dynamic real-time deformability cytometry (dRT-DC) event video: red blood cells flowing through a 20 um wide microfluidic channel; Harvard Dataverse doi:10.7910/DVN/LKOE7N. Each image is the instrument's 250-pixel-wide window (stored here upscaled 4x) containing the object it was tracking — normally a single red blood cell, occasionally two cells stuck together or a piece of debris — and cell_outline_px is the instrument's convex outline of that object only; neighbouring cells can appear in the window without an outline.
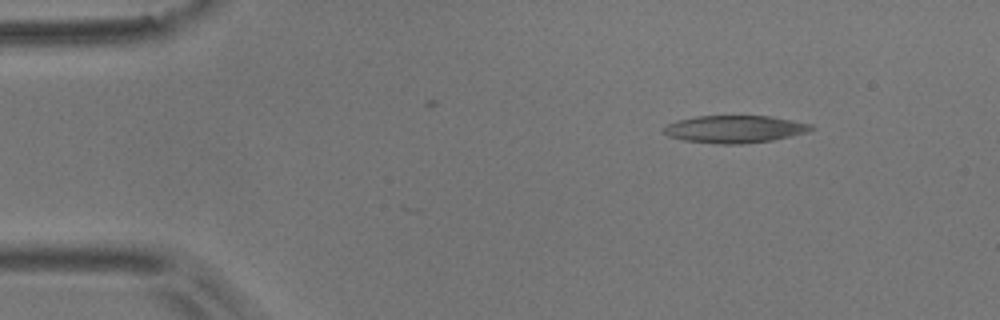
{"species": "common noctule bat (a hibernating species)", "species_latin": "Nyctalus noctula", "temperature_condition": "room temperature", "stored_images_in_passage": 3, "camera_frame_rate_fps": 3000, "um_per_image_px": 0.085, "animal": {"sex": "male", "body_mass_g": 17.9}, "frame": {"image": 1, "passage_image": 1, "time_ms": 0.0, "image_size_px": [1000, 320], "cell_outline_px": [[816, 128], [808, 132], [772, 140], [740, 144], [716, 144], [684, 140], [668, 136], [664, 132], [664, 128], [668, 124], [676, 120], [696, 116], [772, 116], [812, 124]], "centroid_in_image_um": [62.47, 10.97], "position_along_channel_um": 22.5, "area_um2": 23.58}}